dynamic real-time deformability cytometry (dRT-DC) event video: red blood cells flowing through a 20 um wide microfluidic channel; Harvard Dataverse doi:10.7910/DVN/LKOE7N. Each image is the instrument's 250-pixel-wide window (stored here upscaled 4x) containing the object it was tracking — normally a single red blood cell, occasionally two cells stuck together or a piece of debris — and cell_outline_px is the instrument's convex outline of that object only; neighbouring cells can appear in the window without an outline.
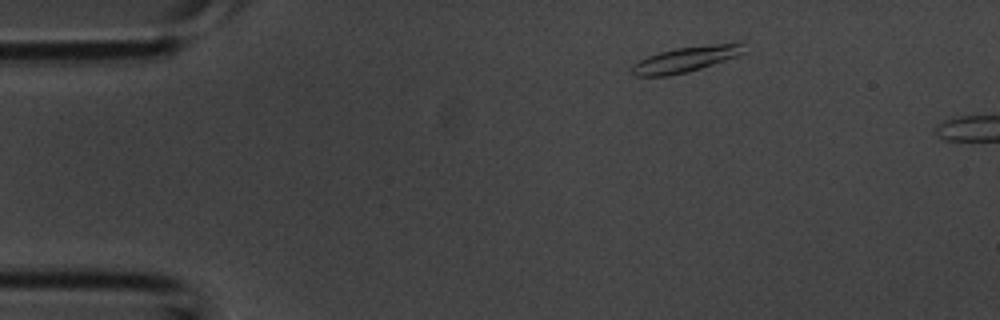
{"species": "common noctule bat (a hibernating species)", "species_latin": "Nyctalus noctula", "temperature_condition": "room temperature", "stored_images_in_passage": 6, "camera_frame_rate_fps": 3000, "um_per_image_px": 0.085, "animal": {"sex": "male", "body_mass_g": 20.1, "forearm_length_mm": 53.5}, "frame": {"image": 1, "passage_image": 3, "time_ms": 0.667, "image_size_px": [1000, 320], "cell_outline_px": [[748, 52], [688, 72], [668, 76], [632, 76], [628, 72], [628, 68], [632, 64], [648, 56], [660, 52], [676, 48], [740, 40]], "centroid_in_image_um": [58.3, 5.02], "position_along_channel_um": 26.7, "area_um2": 17.17}}